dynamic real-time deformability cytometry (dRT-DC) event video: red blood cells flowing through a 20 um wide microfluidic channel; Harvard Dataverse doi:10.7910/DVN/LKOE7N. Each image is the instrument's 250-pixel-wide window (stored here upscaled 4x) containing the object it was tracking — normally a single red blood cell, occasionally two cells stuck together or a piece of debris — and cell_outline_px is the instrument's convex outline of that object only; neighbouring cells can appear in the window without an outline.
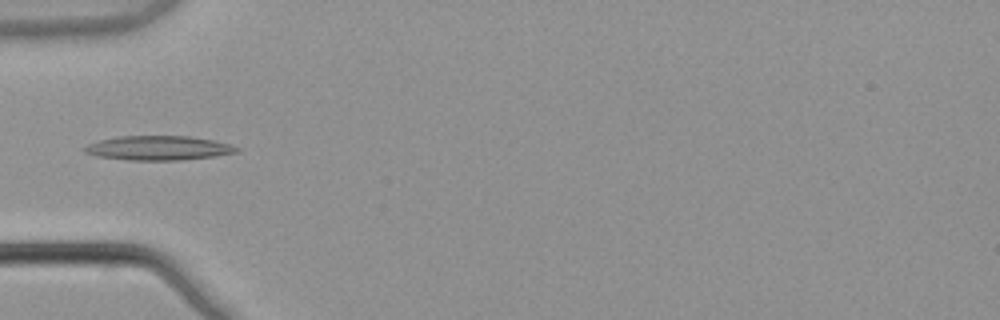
{"species": "common noctule bat (a hibernating species)", "species_latin": "Nyctalus noctula", "temperature_condition": "warm", "stored_images_in_passage": 5, "camera_frame_rate_fps": 3000, "um_per_image_px": 0.085, "animal": {"sex": "male", "body_mass_g": 21.5, "forearm_length_mm": 52.0}, "frame": {"image": 1, "passage_image": 5, "time_ms": 1.333, "image_size_px": [1000, 320], "cell_outline_px": [[240, 152], [216, 156], [180, 160], [128, 160], [96, 156], [84, 152], [84, 148], [88, 144], [100, 140], [120, 136], [188, 136], [212, 140], [232, 144], [240, 148]], "centroid_in_image_um": [13.51, 12.58], "position_along_channel_um": 71.5, "area_um2": 21.62}}